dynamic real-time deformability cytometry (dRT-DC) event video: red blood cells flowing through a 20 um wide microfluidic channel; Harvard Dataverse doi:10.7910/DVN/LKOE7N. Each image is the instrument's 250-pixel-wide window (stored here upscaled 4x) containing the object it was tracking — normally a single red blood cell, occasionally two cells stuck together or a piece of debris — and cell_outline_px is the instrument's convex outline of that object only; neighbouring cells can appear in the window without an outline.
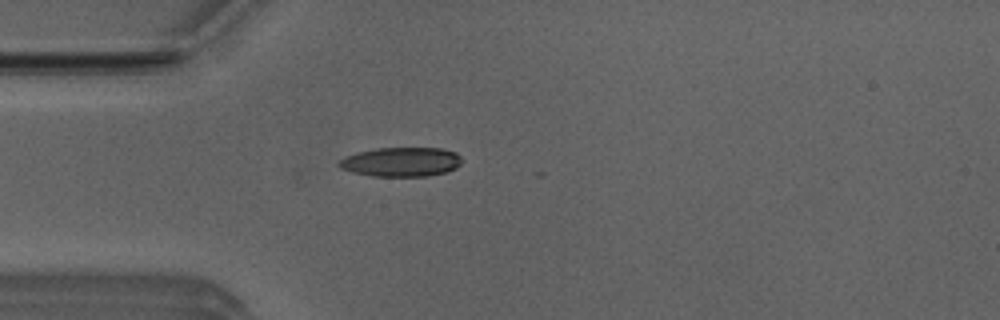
{"species": "Egyptian fruit bat (a non-hibernating species)", "species_latin": "Rousettus aegyptiacus", "temperature_condition": "room temperature", "stored_images_in_passage": 1, "camera_frame_rate_fps": 3000, "um_per_image_px": 0.085, "animal": {"sex": "male"}, "frame": {"image": 1, "passage_image": 1, "time_ms": 0.0, "image_size_px": [1000, 320], "cell_outline_px": [[460, 164], [456, 168], [448, 172], [428, 176], [372, 176], [352, 172], [340, 168], [336, 164], [344, 156], [356, 152], [376, 148], [440, 148], [456, 152], [460, 156]], "centroid_in_image_um": [34.07, 13.76], "position_along_channel_um": 50.9, "area_um2": 21.15}}